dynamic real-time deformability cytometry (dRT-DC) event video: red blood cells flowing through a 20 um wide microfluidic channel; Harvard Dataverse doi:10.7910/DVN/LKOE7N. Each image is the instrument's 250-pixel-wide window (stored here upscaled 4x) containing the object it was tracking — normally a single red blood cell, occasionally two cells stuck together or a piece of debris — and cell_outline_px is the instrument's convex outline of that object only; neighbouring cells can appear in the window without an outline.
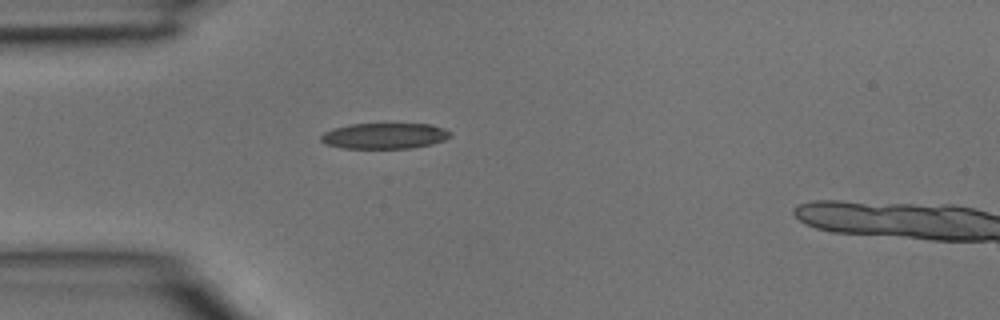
{"species": "common noctule bat (a hibernating species)", "species_latin": "Nyctalus noctula", "temperature_condition": "room temperature", "stored_images_in_passage": 1, "camera_frame_rate_fps": 3000, "um_per_image_px": 0.085, "animal": {"sex": "male", "body_mass_g": 15.6}, "frame": {"image": 1, "passage_image": 1, "time_ms": 0.0, "image_size_px": [1000, 320], "cell_outline_px": [[452, 136], [444, 140], [432, 144], [412, 148], [344, 148], [324, 144], [320, 140], [320, 136], [324, 132], [332, 128], [352, 124], [432, 124], [444, 128], [452, 132]], "centroid_in_image_um": [32.7, 11.55], "position_along_channel_um": 52.3, "area_um2": 19.59}}